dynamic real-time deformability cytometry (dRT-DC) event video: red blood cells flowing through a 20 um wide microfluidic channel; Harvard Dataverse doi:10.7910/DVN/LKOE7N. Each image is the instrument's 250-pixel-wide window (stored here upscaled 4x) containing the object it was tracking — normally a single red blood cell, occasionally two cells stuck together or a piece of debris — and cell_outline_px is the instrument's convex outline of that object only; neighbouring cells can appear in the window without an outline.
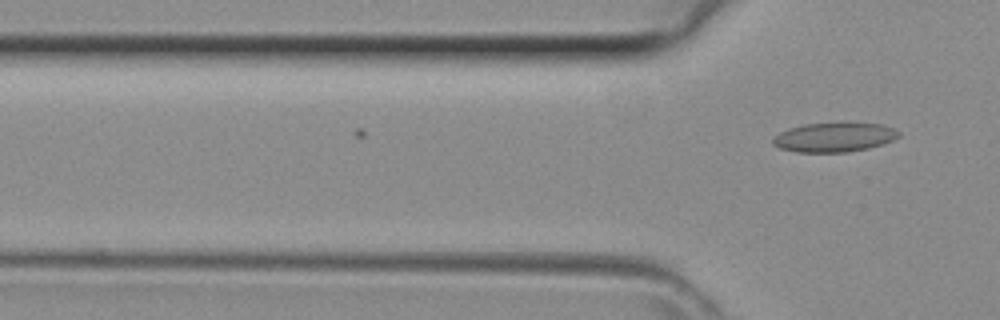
{"species": "common noctule bat (a hibernating species)", "species_latin": "Nyctalus noctula", "temperature_condition": "room temperature", "stored_images_in_passage": 8, "camera_frame_rate_fps": 3000, "um_per_image_px": 0.085, "animal": {"sex": "female", "body_mass_g": 29.2, "forearm_length_mm": 56.3}, "frame": {"image": 1, "passage_image": 8, "time_ms": 2.333, "image_size_px": [1000, 320], "cell_outline_px": [[900, 136], [892, 140], [868, 148], [848, 152], [796, 152], [780, 148], [772, 144], [772, 136], [788, 128], [804, 124], [880, 124], [892, 128], [900, 132]], "centroid_in_image_um": [70.84, 11.68], "position_along_channel_um": 55.0, "area_um2": 21.15}}